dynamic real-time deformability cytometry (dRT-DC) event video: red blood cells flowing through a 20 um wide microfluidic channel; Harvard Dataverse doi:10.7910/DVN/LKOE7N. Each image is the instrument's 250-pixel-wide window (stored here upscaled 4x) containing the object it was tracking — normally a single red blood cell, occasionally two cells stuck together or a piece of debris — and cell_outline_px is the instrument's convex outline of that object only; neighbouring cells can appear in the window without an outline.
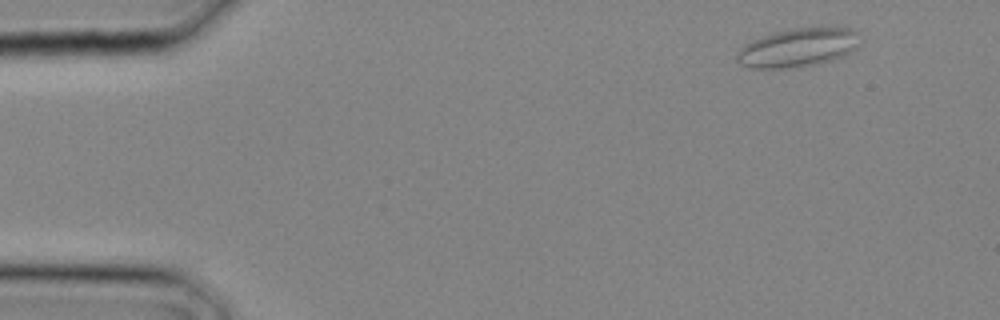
{"species": "common noctule bat (a hibernating species)", "species_latin": "Nyctalus noctula", "temperature_condition": "cold", "stored_images_in_passage": 3, "camera_frame_rate_fps": 3000, "um_per_image_px": 0.085, "animal": {"sex": "male", "body_mass_g": 20.4}, "frame": {"image": 1, "passage_image": 3, "time_ms": 0.667, "image_size_px": [1000, 320], "cell_outline_px": [[860, 32], [852, 52], [844, 56], [832, 60], [812, 64], [784, 68], [748, 68], [740, 64], [736, 60], [736, 52], [744, 44], [752, 40], [776, 32], [796, 28], [848, 28]], "centroid_in_image_um": [67.77, 4.06], "position_along_channel_um": 17.2, "area_um2": 27.28}}